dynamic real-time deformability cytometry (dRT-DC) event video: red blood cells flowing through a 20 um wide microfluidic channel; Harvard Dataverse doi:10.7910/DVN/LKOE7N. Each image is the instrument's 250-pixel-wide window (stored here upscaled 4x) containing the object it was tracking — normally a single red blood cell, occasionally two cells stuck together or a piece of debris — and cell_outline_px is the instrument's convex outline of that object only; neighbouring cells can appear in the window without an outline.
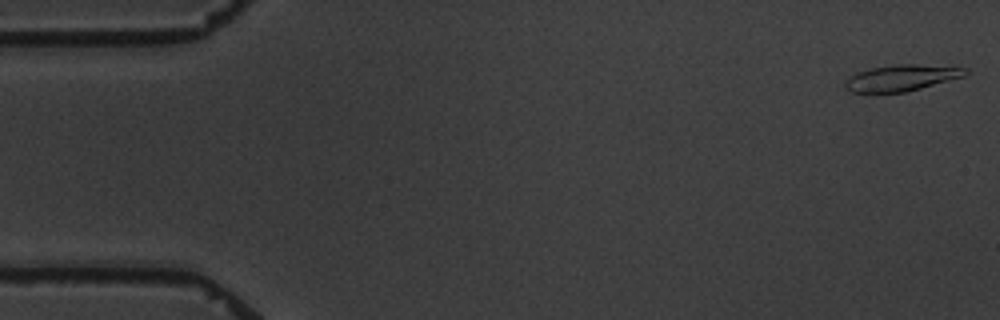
{"species": "common noctule bat (a hibernating species)", "species_latin": "Nyctalus noctula", "temperature_condition": "warm", "stored_images_in_passage": 11, "camera_frame_rate_fps": 3000, "um_per_image_px": 0.085, "animal": {"sex": "male", "body_mass_g": 19.5, "forearm_length_mm": 54.6}, "frame": {"image": 1, "passage_image": 1, "time_ms": 0.0, "image_size_px": [1000, 320], "cell_outline_px": [[968, 72], [964, 76], [920, 88], [904, 92], [852, 92], [844, 88], [844, 80], [856, 72], [872, 68], [900, 64], [916, 64], [968, 68]], "centroid_in_image_um": [76.59, 6.61], "position_along_channel_um": 8.4, "area_um2": 18.15}}
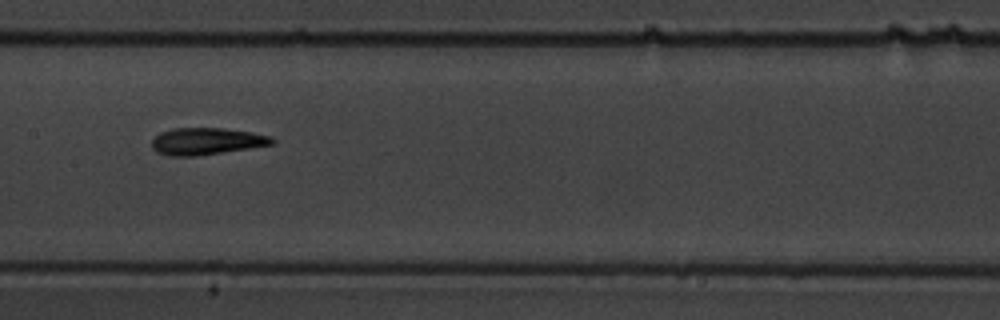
{"frame": {"image": 2, "passage_image": 8, "time_ms": 9.0, "image_size_px": [1000, 320], "cell_outline_px": [[276, 144], [196, 156], [172, 156], [156, 152], [152, 148], [152, 140], [160, 132], [172, 128], [224, 128], [252, 132], [272, 136], [276, 140]], "centroid_in_image_um": [17.58, 12.0], "position_along_channel_um": 189.8, "area_um2": 19.02}}
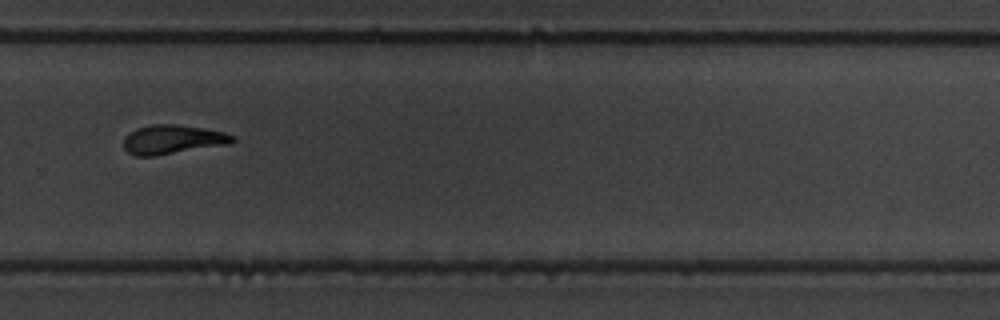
{"frame": {"image": 3, "passage_image": 11, "time_ms": 12.667, "image_size_px": [1000, 320], "cell_outline_px": [[236, 140], [228, 144], [156, 156], [136, 156], [128, 152], [124, 148], [124, 136], [136, 128], [152, 124], [176, 124], [204, 128], [224, 132], [236, 136]], "centroid_in_image_um": [14.67, 11.85], "position_along_channel_um": 315.1, "area_um2": 18.61}}